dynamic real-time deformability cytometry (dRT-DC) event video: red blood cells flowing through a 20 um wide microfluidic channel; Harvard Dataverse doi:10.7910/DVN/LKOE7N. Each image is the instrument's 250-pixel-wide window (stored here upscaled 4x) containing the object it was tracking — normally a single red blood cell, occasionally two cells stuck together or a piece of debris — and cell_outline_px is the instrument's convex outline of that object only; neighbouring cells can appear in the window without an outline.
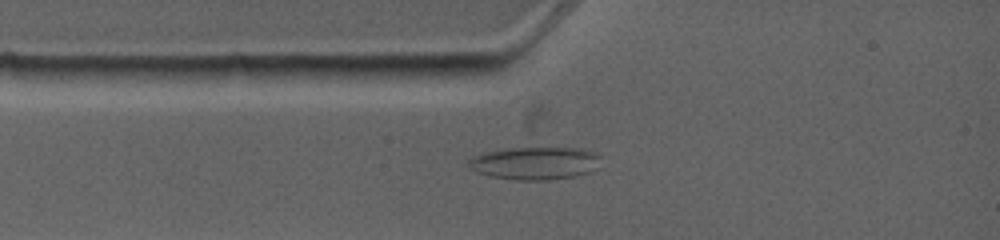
{"species": "common noctule bat (a hibernating species)", "species_latin": "Nyctalus noctula", "temperature_condition": "warm", "stored_images_in_passage": 4, "camera_frame_rate_fps": 4500, "um_per_image_px": 0.085, "animal": {"sex": "female", "body_mass_g": 19.0, "forearm_length_mm": 53.3}, "frame": {"image": 1, "passage_image": 1, "time_ms": 0.0, "image_size_px": [1000, 240], "cell_outline_px": [[600, 156], [596, 168], [588, 172], [576, 176], [548, 180], [512, 180], [488, 176], [476, 172], [468, 168], [468, 160], [472, 156], [484, 152], [508, 148], [580, 148], [600, 152]], "centroid_in_image_um": [45.44, 13.87], "position_along_channel_um": 39.6, "area_um2": 25.61}}
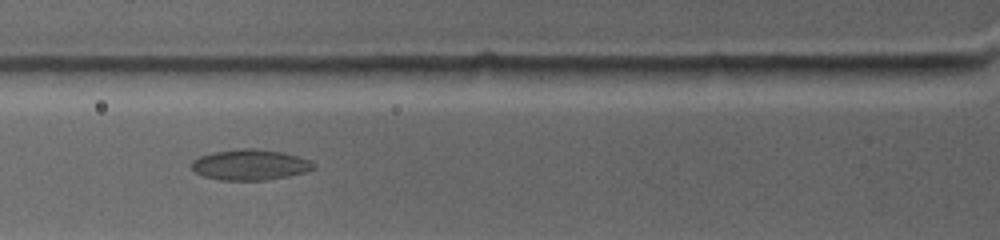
{"frame": {"image": 2, "passage_image": 3, "time_ms": 1.778, "image_size_px": [1000, 240], "cell_outline_px": [[316, 168], [304, 172], [288, 176], [268, 180], [220, 180], [204, 176], [196, 172], [192, 168], [192, 160], [200, 156], [212, 152], [240, 148], [256, 148], [280, 152], [300, 156], [312, 160], [316, 164]], "centroid_in_image_um": [21.3, 14.0], "position_along_channel_um": 104.5, "area_um2": 21.96}}
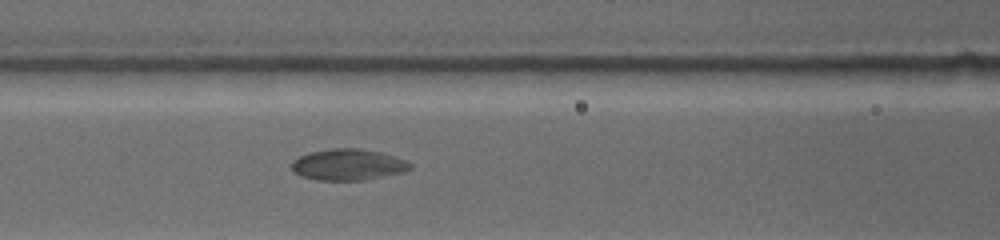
{"frame": {"image": 3, "passage_image": 4, "time_ms": 2.667, "image_size_px": [1000, 240], "cell_outline_px": [[412, 168], [400, 172], [368, 180], [316, 180], [300, 176], [292, 172], [292, 160], [308, 152], [332, 148], [360, 148], [380, 152], [408, 160], [412, 164]], "centroid_in_image_um": [29.57, 13.99], "position_along_channel_um": 137.0, "area_um2": 21.79}}